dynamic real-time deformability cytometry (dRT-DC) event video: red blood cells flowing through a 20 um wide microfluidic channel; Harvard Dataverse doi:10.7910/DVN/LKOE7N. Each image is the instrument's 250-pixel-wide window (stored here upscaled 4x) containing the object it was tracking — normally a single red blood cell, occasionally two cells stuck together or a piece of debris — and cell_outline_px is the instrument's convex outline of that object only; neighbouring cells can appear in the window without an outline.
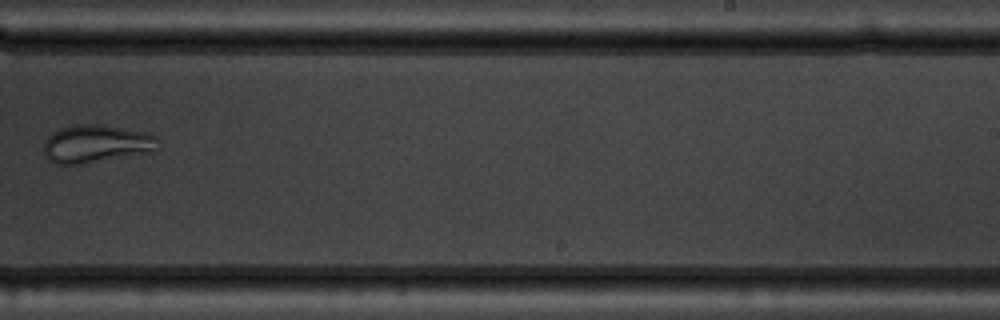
{"species": "common noctule bat (a hibernating species)", "species_latin": "Nyctalus noctula", "temperature_condition": "warm", "stored_images_in_passage": 8, "camera_frame_rate_fps": 3000, "um_per_image_px": 0.085, "animal": {"sex": "male", "body_mass_g": 19.5, "forearm_length_mm": 54.6}, "frame": {"image": 1, "passage_image": 8, "time_ms": 8.0, "image_size_px": [1000, 320], "cell_outline_px": [[160, 148], [156, 152], [80, 164], [56, 164], [48, 160], [44, 152], [44, 140], [52, 132], [60, 128], [76, 124], [100, 124], [124, 128], [144, 132], [156, 136]], "centroid_in_image_um": [8.2, 12.23], "position_along_channel_um": 280.8, "area_um2": 25.61}}